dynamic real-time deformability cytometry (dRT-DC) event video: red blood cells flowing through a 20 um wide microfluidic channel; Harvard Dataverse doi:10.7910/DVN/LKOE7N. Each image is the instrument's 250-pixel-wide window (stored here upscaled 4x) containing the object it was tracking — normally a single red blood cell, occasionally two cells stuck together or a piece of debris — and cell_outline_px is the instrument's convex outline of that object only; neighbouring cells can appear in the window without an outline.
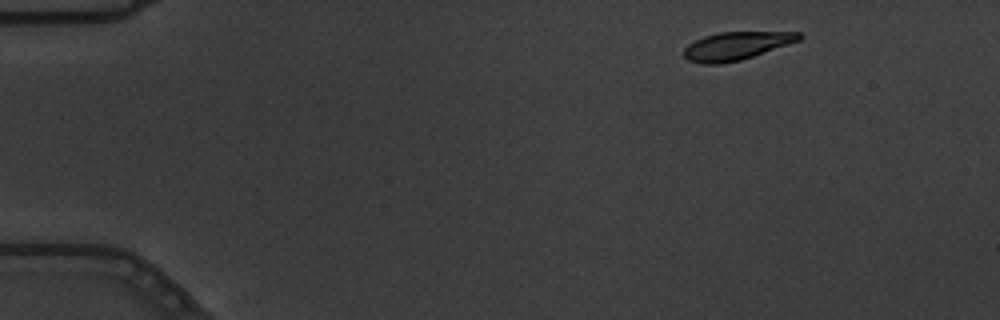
{"species": "common noctule bat (a hibernating species)", "species_latin": "Nyctalus noctula", "temperature_condition": "warm", "stored_images_in_passage": 4, "camera_frame_rate_fps": 3000, "um_per_image_px": 0.085, "animal": {"sex": "male", "body_mass_g": 19.5, "forearm_length_mm": 54.6}, "frame": {"image": 1, "passage_image": 1, "time_ms": 0.0, "image_size_px": [1000, 320], "cell_outline_px": [[804, 36], [800, 40], [740, 60], [720, 64], [704, 64], [688, 60], [684, 56], [684, 48], [688, 44], [704, 36], [720, 32], [800, 32]], "centroid_in_image_um": [62.57, 3.89], "position_along_channel_um": 22.4, "area_um2": 18.61}}